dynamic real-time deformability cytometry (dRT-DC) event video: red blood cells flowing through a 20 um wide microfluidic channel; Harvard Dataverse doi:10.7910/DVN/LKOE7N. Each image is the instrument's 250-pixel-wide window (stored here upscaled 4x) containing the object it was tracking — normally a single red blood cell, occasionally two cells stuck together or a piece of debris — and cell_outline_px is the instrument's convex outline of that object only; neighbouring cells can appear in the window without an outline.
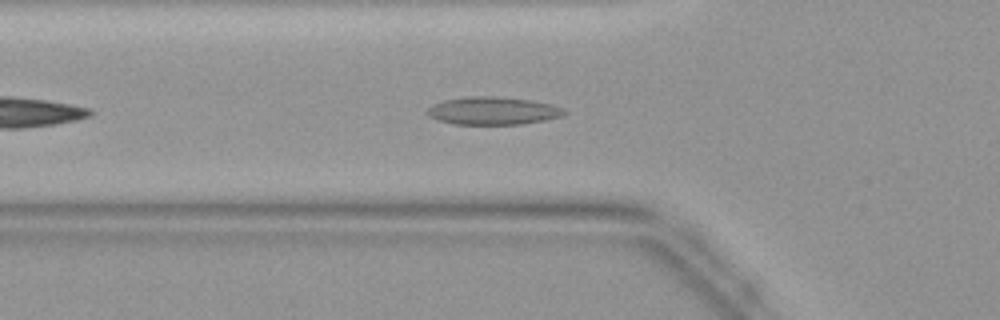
{"species": "common noctule bat (a hibernating species)", "species_latin": "Nyctalus noctula", "temperature_condition": "warm", "stored_images_in_passage": 30, "camera_frame_rate_fps": 3000, "um_per_image_px": 0.085, "animal": {"sex": "female", "body_mass_g": 19.9}, "frame": {"image": 1, "passage_image": 7, "time_ms": 2.0, "image_size_px": [1000, 320], "cell_outline_px": [[568, 112], [564, 116], [544, 120], [520, 124], [452, 124], [436, 120], [428, 116], [428, 108], [432, 104], [444, 100], [468, 96], [492, 96], [528, 100], [548, 104], [564, 108]], "centroid_in_image_um": [41.87, 9.42], "position_along_channel_um": 83.9, "area_um2": 22.14}}
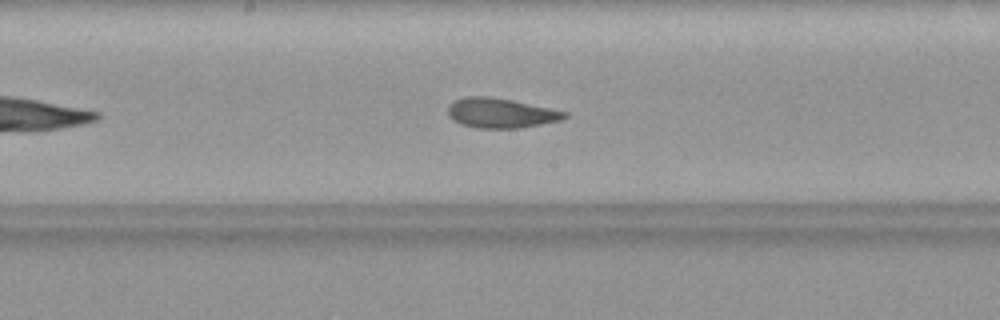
{"frame": {"image": 2, "passage_image": 15, "time_ms": 4.667, "image_size_px": [1000, 320], "cell_outline_px": [[568, 116], [560, 120], [520, 128], [476, 128], [460, 124], [448, 116], [448, 104], [452, 100], [468, 96], [488, 96], [512, 100], [568, 112]], "centroid_in_image_um": [42.52, 9.6], "position_along_channel_um": 205.7, "area_um2": 20.29}}
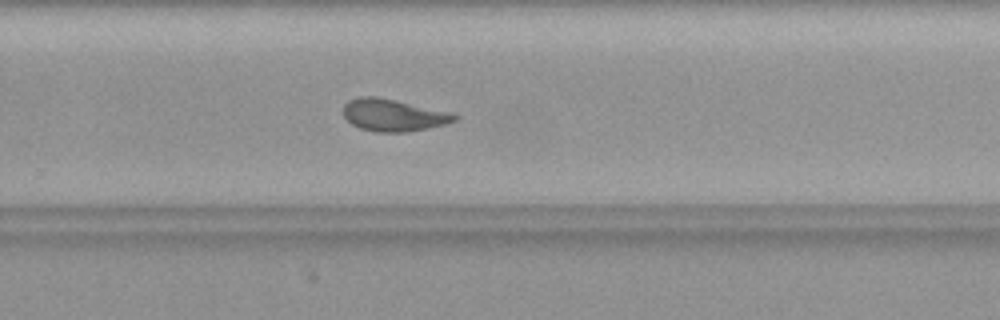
{"frame": {"image": 3, "passage_image": 21, "time_ms": 6.667, "image_size_px": [1000, 320], "cell_outline_px": [[460, 116], [456, 120], [444, 124], [428, 128], [408, 132], [376, 132], [360, 128], [352, 124], [344, 116], [344, 104], [348, 100], [360, 96], [376, 96], [396, 100]], "centroid_in_image_um": [33.37, 9.79], "position_along_channel_um": 296.4, "area_um2": 20.46}}